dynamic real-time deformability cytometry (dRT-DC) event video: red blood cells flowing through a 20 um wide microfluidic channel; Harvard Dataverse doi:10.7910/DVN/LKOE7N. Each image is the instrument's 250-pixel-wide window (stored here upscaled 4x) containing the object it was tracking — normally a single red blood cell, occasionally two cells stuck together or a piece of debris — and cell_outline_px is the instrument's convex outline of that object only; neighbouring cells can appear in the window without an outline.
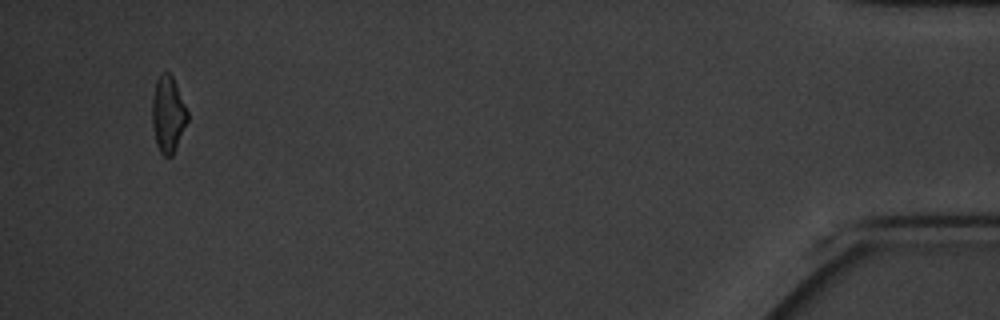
{"species": "common noctule bat (a hibernating species)", "species_latin": "Nyctalus noctula", "temperature_condition": "cold", "stored_images_in_passage": 18, "camera_frame_rate_fps": 3000, "um_per_image_px": 0.085, "animal": {"sex": "male", "body_mass_g": 20.1, "forearm_length_mm": 53.5}, "frame": {"image": 1, "passage_image": 18, "time_ms": 20.667, "image_size_px": [1000, 320], "cell_outline_px": [[188, 120], [172, 156], [164, 156], [160, 152], [156, 144], [152, 124], [152, 100], [156, 80], [164, 72], [168, 72], [172, 76], [176, 84], [188, 112]], "centroid_in_image_um": [14.27, 9.73], "position_along_channel_um": 420.9, "area_um2": 15.55}, "authors_computed_cell_mechanics": {"area_um2": 18.2937, "velocity_mm_per_s": 3.293, "shape_relaxation_time_tau1_ms": 3.1391, "shape_relaxation_time_tau2_ms": null, "deformation_change_tau1": 0.1527, "deformation_change_tau2": null}}